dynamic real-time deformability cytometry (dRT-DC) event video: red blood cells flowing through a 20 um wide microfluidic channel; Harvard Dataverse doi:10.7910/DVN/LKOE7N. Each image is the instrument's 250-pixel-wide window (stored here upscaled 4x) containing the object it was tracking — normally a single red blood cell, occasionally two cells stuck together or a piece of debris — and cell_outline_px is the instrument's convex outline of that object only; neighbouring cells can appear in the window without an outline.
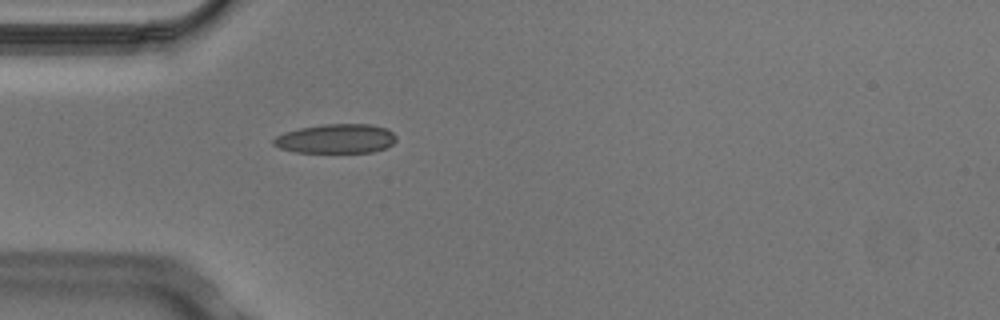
{"species": "Egyptian fruit bat (a non-hibernating species)", "species_latin": "Rousettus aegyptiacus", "temperature_condition": "cold", "stored_images_in_passage": 4, "camera_frame_rate_fps": 3000, "um_per_image_px": 0.085, "animal": {"sex": "male"}, "frame": {"image": 1, "passage_image": 4, "time_ms": 1.0, "image_size_px": [1000, 320], "cell_outline_px": [[396, 140], [392, 144], [384, 148], [372, 152], [296, 152], [280, 148], [272, 144], [272, 140], [276, 136], [284, 132], [300, 128], [324, 124], [372, 124], [388, 128], [396, 136]], "centroid_in_image_um": [28.57, 11.78], "position_along_channel_um": 56.4, "area_um2": 20.98}}